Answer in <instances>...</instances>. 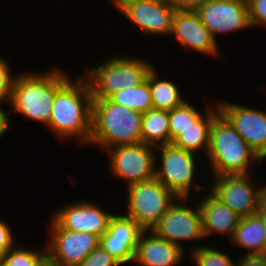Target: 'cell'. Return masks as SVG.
Wrapping results in <instances>:
<instances>
[{"label":"cell","instance_id":"74e56055","mask_svg":"<svg viewBox=\"0 0 266 266\" xmlns=\"http://www.w3.org/2000/svg\"><path fill=\"white\" fill-rule=\"evenodd\" d=\"M4 134H3V130H2V123H1V120H0V137H2Z\"/></svg>","mask_w":266,"mask_h":266},{"label":"cell","instance_id":"7402d4cb","mask_svg":"<svg viewBox=\"0 0 266 266\" xmlns=\"http://www.w3.org/2000/svg\"><path fill=\"white\" fill-rule=\"evenodd\" d=\"M142 143L153 147L171 143L169 111L150 109L143 113Z\"/></svg>","mask_w":266,"mask_h":266},{"label":"cell","instance_id":"5b68a950","mask_svg":"<svg viewBox=\"0 0 266 266\" xmlns=\"http://www.w3.org/2000/svg\"><path fill=\"white\" fill-rule=\"evenodd\" d=\"M149 62L130 57H113L83 74L87 79L93 99H107L122 89L136 87L147 80L153 66Z\"/></svg>","mask_w":266,"mask_h":266},{"label":"cell","instance_id":"e575fe53","mask_svg":"<svg viewBox=\"0 0 266 266\" xmlns=\"http://www.w3.org/2000/svg\"><path fill=\"white\" fill-rule=\"evenodd\" d=\"M37 266H63L60 262L53 259L48 253H46L39 261Z\"/></svg>","mask_w":266,"mask_h":266},{"label":"cell","instance_id":"44dd1931","mask_svg":"<svg viewBox=\"0 0 266 266\" xmlns=\"http://www.w3.org/2000/svg\"><path fill=\"white\" fill-rule=\"evenodd\" d=\"M230 240L236 245L250 250L247 253H266L265 228L257 214L241 217L239 225Z\"/></svg>","mask_w":266,"mask_h":266},{"label":"cell","instance_id":"8d00e7d4","mask_svg":"<svg viewBox=\"0 0 266 266\" xmlns=\"http://www.w3.org/2000/svg\"><path fill=\"white\" fill-rule=\"evenodd\" d=\"M112 1L116 5V7H118L123 1H126V0H112Z\"/></svg>","mask_w":266,"mask_h":266},{"label":"cell","instance_id":"603a6c76","mask_svg":"<svg viewBox=\"0 0 266 266\" xmlns=\"http://www.w3.org/2000/svg\"><path fill=\"white\" fill-rule=\"evenodd\" d=\"M158 75L152 68L147 76L153 109L171 111L182 105L186 100L182 99L177 85L172 81L160 80Z\"/></svg>","mask_w":266,"mask_h":266},{"label":"cell","instance_id":"d6986e66","mask_svg":"<svg viewBox=\"0 0 266 266\" xmlns=\"http://www.w3.org/2000/svg\"><path fill=\"white\" fill-rule=\"evenodd\" d=\"M204 237L211 233H221L232 238L241 217L218 199L212 192L199 202Z\"/></svg>","mask_w":266,"mask_h":266},{"label":"cell","instance_id":"52a82bcc","mask_svg":"<svg viewBox=\"0 0 266 266\" xmlns=\"http://www.w3.org/2000/svg\"><path fill=\"white\" fill-rule=\"evenodd\" d=\"M161 153V167H156L155 177L177 197L188 198L190 188L202 190L201 185H194L196 172V156L194 153L181 149L173 143L155 147ZM194 185V186H193Z\"/></svg>","mask_w":266,"mask_h":266},{"label":"cell","instance_id":"836d02e7","mask_svg":"<svg viewBox=\"0 0 266 266\" xmlns=\"http://www.w3.org/2000/svg\"><path fill=\"white\" fill-rule=\"evenodd\" d=\"M256 214L261 218L266 233V192L260 198Z\"/></svg>","mask_w":266,"mask_h":266},{"label":"cell","instance_id":"83f0119b","mask_svg":"<svg viewBox=\"0 0 266 266\" xmlns=\"http://www.w3.org/2000/svg\"><path fill=\"white\" fill-rule=\"evenodd\" d=\"M47 253L32 250L11 248L5 252L4 262L0 266H37L40 259Z\"/></svg>","mask_w":266,"mask_h":266},{"label":"cell","instance_id":"5bb4252c","mask_svg":"<svg viewBox=\"0 0 266 266\" xmlns=\"http://www.w3.org/2000/svg\"><path fill=\"white\" fill-rule=\"evenodd\" d=\"M218 107L259 158H266V113L229 102L219 101Z\"/></svg>","mask_w":266,"mask_h":266},{"label":"cell","instance_id":"277c9868","mask_svg":"<svg viewBox=\"0 0 266 266\" xmlns=\"http://www.w3.org/2000/svg\"><path fill=\"white\" fill-rule=\"evenodd\" d=\"M207 157L213 165L215 177L250 174L248 167L252 161H260L259 156L221 112L214 117L210 127Z\"/></svg>","mask_w":266,"mask_h":266},{"label":"cell","instance_id":"d4e9b609","mask_svg":"<svg viewBox=\"0 0 266 266\" xmlns=\"http://www.w3.org/2000/svg\"><path fill=\"white\" fill-rule=\"evenodd\" d=\"M202 115L196 108L188 102H184L179 107L169 111V128L171 143L188 127Z\"/></svg>","mask_w":266,"mask_h":266},{"label":"cell","instance_id":"4316f807","mask_svg":"<svg viewBox=\"0 0 266 266\" xmlns=\"http://www.w3.org/2000/svg\"><path fill=\"white\" fill-rule=\"evenodd\" d=\"M0 58V105L2 101L9 102L11 96L12 85L15 76H12L10 73L11 70L6 61ZM0 115H1V123L3 134L6 133L10 126V120L8 119V114L4 110L1 109L0 106Z\"/></svg>","mask_w":266,"mask_h":266},{"label":"cell","instance_id":"484cf974","mask_svg":"<svg viewBox=\"0 0 266 266\" xmlns=\"http://www.w3.org/2000/svg\"><path fill=\"white\" fill-rule=\"evenodd\" d=\"M192 250V257L197 266H236L228 255L214 248L199 246Z\"/></svg>","mask_w":266,"mask_h":266},{"label":"cell","instance_id":"3957f363","mask_svg":"<svg viewBox=\"0 0 266 266\" xmlns=\"http://www.w3.org/2000/svg\"><path fill=\"white\" fill-rule=\"evenodd\" d=\"M143 113L107 99H93L89 144L110 149L142 142Z\"/></svg>","mask_w":266,"mask_h":266},{"label":"cell","instance_id":"ffe728a7","mask_svg":"<svg viewBox=\"0 0 266 266\" xmlns=\"http://www.w3.org/2000/svg\"><path fill=\"white\" fill-rule=\"evenodd\" d=\"M206 116L202 114L193 124L182 132L172 143L186 151L197 153L203 147L206 155L209 149L210 127L214 117L220 112L218 105L215 111L207 107Z\"/></svg>","mask_w":266,"mask_h":266},{"label":"cell","instance_id":"4dcf8cb0","mask_svg":"<svg viewBox=\"0 0 266 266\" xmlns=\"http://www.w3.org/2000/svg\"><path fill=\"white\" fill-rule=\"evenodd\" d=\"M12 233L13 232L11 231L9 226L4 221H0V247L5 252L15 247V239Z\"/></svg>","mask_w":266,"mask_h":266},{"label":"cell","instance_id":"8fae6325","mask_svg":"<svg viewBox=\"0 0 266 266\" xmlns=\"http://www.w3.org/2000/svg\"><path fill=\"white\" fill-rule=\"evenodd\" d=\"M196 12L214 39L216 34L251 28L247 0H207Z\"/></svg>","mask_w":266,"mask_h":266},{"label":"cell","instance_id":"9c48e42d","mask_svg":"<svg viewBox=\"0 0 266 266\" xmlns=\"http://www.w3.org/2000/svg\"><path fill=\"white\" fill-rule=\"evenodd\" d=\"M187 199L178 197L152 229L156 235L182 249V240L204 238L200 208L197 206L192 210L185 206Z\"/></svg>","mask_w":266,"mask_h":266},{"label":"cell","instance_id":"8992f818","mask_svg":"<svg viewBox=\"0 0 266 266\" xmlns=\"http://www.w3.org/2000/svg\"><path fill=\"white\" fill-rule=\"evenodd\" d=\"M128 187V208L125 213L143 230H152L178 197L156 177Z\"/></svg>","mask_w":266,"mask_h":266},{"label":"cell","instance_id":"ac0fdd59","mask_svg":"<svg viewBox=\"0 0 266 266\" xmlns=\"http://www.w3.org/2000/svg\"><path fill=\"white\" fill-rule=\"evenodd\" d=\"M151 232V233H149ZM144 230L140 236L135 252L134 264L144 266H173L184 258V250L148 230L150 235L145 236Z\"/></svg>","mask_w":266,"mask_h":266},{"label":"cell","instance_id":"7a4b0ae2","mask_svg":"<svg viewBox=\"0 0 266 266\" xmlns=\"http://www.w3.org/2000/svg\"><path fill=\"white\" fill-rule=\"evenodd\" d=\"M68 79L55 67L39 75L32 72L15 76L9 100L12 111L48 125L55 93Z\"/></svg>","mask_w":266,"mask_h":266},{"label":"cell","instance_id":"6da1fadb","mask_svg":"<svg viewBox=\"0 0 266 266\" xmlns=\"http://www.w3.org/2000/svg\"><path fill=\"white\" fill-rule=\"evenodd\" d=\"M70 78L56 91L48 126L60 138H72L89 144L92 128L93 96L84 75Z\"/></svg>","mask_w":266,"mask_h":266},{"label":"cell","instance_id":"ba28073f","mask_svg":"<svg viewBox=\"0 0 266 266\" xmlns=\"http://www.w3.org/2000/svg\"><path fill=\"white\" fill-rule=\"evenodd\" d=\"M154 148L141 142L107 149L110 172L117 178L127 180L128 186L153 179L158 165Z\"/></svg>","mask_w":266,"mask_h":266},{"label":"cell","instance_id":"d6a6232c","mask_svg":"<svg viewBox=\"0 0 266 266\" xmlns=\"http://www.w3.org/2000/svg\"><path fill=\"white\" fill-rule=\"evenodd\" d=\"M176 10L196 12L207 0H167Z\"/></svg>","mask_w":266,"mask_h":266},{"label":"cell","instance_id":"2e32d148","mask_svg":"<svg viewBox=\"0 0 266 266\" xmlns=\"http://www.w3.org/2000/svg\"><path fill=\"white\" fill-rule=\"evenodd\" d=\"M53 219L65 230L87 232L101 237L108 229L113 214L90 202L64 206L53 214Z\"/></svg>","mask_w":266,"mask_h":266},{"label":"cell","instance_id":"f546056e","mask_svg":"<svg viewBox=\"0 0 266 266\" xmlns=\"http://www.w3.org/2000/svg\"><path fill=\"white\" fill-rule=\"evenodd\" d=\"M251 27L266 26V0H247Z\"/></svg>","mask_w":266,"mask_h":266},{"label":"cell","instance_id":"d590c367","mask_svg":"<svg viewBox=\"0 0 266 266\" xmlns=\"http://www.w3.org/2000/svg\"><path fill=\"white\" fill-rule=\"evenodd\" d=\"M5 251L0 247V265L4 262Z\"/></svg>","mask_w":266,"mask_h":266},{"label":"cell","instance_id":"f1b7e54d","mask_svg":"<svg viewBox=\"0 0 266 266\" xmlns=\"http://www.w3.org/2000/svg\"><path fill=\"white\" fill-rule=\"evenodd\" d=\"M121 263L107 253L100 245L77 266H119Z\"/></svg>","mask_w":266,"mask_h":266},{"label":"cell","instance_id":"7c38bea8","mask_svg":"<svg viewBox=\"0 0 266 266\" xmlns=\"http://www.w3.org/2000/svg\"><path fill=\"white\" fill-rule=\"evenodd\" d=\"M49 226L52 237L46 251L63 266H77L99 246V236L65 230L53 218Z\"/></svg>","mask_w":266,"mask_h":266},{"label":"cell","instance_id":"9a60e30c","mask_svg":"<svg viewBox=\"0 0 266 266\" xmlns=\"http://www.w3.org/2000/svg\"><path fill=\"white\" fill-rule=\"evenodd\" d=\"M144 230L126 215H113L99 245L121 264L134 262L140 236Z\"/></svg>","mask_w":266,"mask_h":266},{"label":"cell","instance_id":"30bf717a","mask_svg":"<svg viewBox=\"0 0 266 266\" xmlns=\"http://www.w3.org/2000/svg\"><path fill=\"white\" fill-rule=\"evenodd\" d=\"M250 174L220 175L210 191L240 217L257 213L261 196L266 186L257 189L251 183Z\"/></svg>","mask_w":266,"mask_h":266},{"label":"cell","instance_id":"e0dca14e","mask_svg":"<svg viewBox=\"0 0 266 266\" xmlns=\"http://www.w3.org/2000/svg\"><path fill=\"white\" fill-rule=\"evenodd\" d=\"M182 46L196 49L200 53L216 56L219 54L216 39L202 24L197 12L176 10L171 33Z\"/></svg>","mask_w":266,"mask_h":266},{"label":"cell","instance_id":"1f68e13d","mask_svg":"<svg viewBox=\"0 0 266 266\" xmlns=\"http://www.w3.org/2000/svg\"><path fill=\"white\" fill-rule=\"evenodd\" d=\"M241 257L236 266H266V253H247Z\"/></svg>","mask_w":266,"mask_h":266},{"label":"cell","instance_id":"4fadbf2b","mask_svg":"<svg viewBox=\"0 0 266 266\" xmlns=\"http://www.w3.org/2000/svg\"><path fill=\"white\" fill-rule=\"evenodd\" d=\"M117 8L145 33H171L176 9L167 0H126Z\"/></svg>","mask_w":266,"mask_h":266},{"label":"cell","instance_id":"cb8c5ba5","mask_svg":"<svg viewBox=\"0 0 266 266\" xmlns=\"http://www.w3.org/2000/svg\"><path fill=\"white\" fill-rule=\"evenodd\" d=\"M108 99L118 105L145 113L153 109L149 83L146 80L139 86L122 89L111 94Z\"/></svg>","mask_w":266,"mask_h":266}]
</instances>
